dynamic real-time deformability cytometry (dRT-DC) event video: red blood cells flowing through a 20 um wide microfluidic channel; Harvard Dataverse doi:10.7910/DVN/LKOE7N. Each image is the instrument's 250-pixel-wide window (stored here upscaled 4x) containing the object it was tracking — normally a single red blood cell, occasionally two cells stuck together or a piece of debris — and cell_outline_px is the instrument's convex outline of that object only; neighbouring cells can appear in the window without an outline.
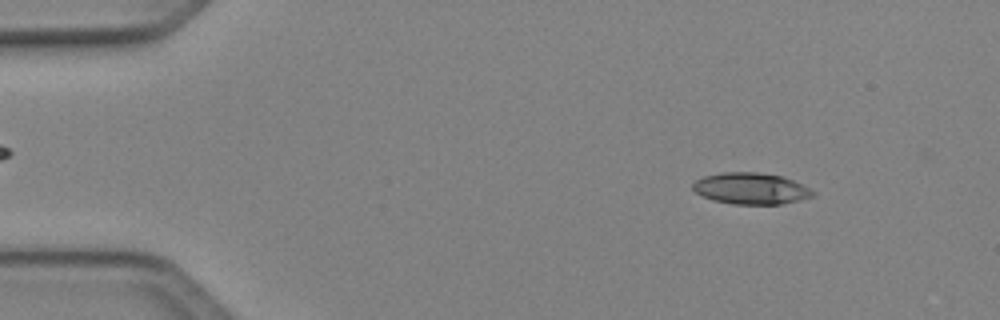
{"species": "Egyptian fruit bat (a non-hibernating species)", "species_latin": "Rousettus aegyptiacus", "temperature_condition": "cold", "stored_images_in_passage": 49, "camera_frame_rate_fps": 3000, "um_per_image_px": 0.085, "animal": {"sex": "female"}, "frame": {"image": 1, "passage_image": 6, "time_ms": 1.667, "image_size_px": [1000, 320], "cell_outline_px": [[816, 196], [800, 200], [780, 204], [732, 204], [712, 200], [696, 192], [692, 188], [692, 184], [696, 180], [704, 176], [720, 172], [756, 172], [784, 176], [816, 192]], "centroid_in_image_um": [63.83, 16.02], "position_along_channel_um": 21.2, "area_um2": 22.02}}
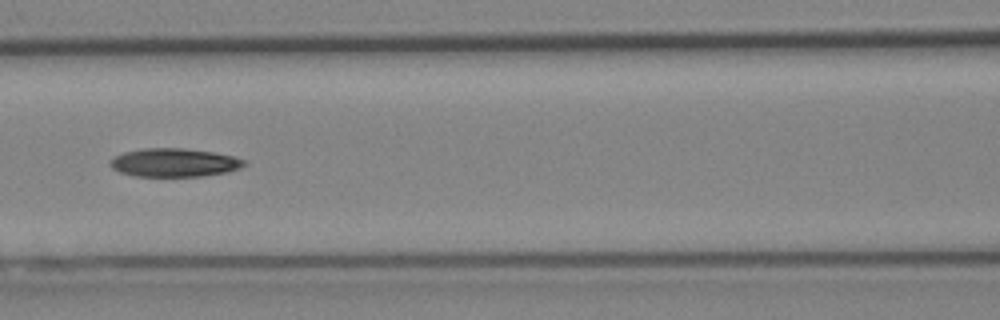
{"frame": {"image": 2, "passage_image": 22, "time_ms": 7.0, "image_size_px": [1000, 320], "cell_outline_px": [[248, 164], [240, 168], [228, 172], [200, 176], [136, 176], [120, 172], [112, 168], [112, 156], [124, 152], [140, 148], [184, 148], [212, 152], [232, 156], [244, 160]], "centroid_in_image_um": [14.82, 13.81], "position_along_channel_um": 151.8, "area_um2": 22.14}}
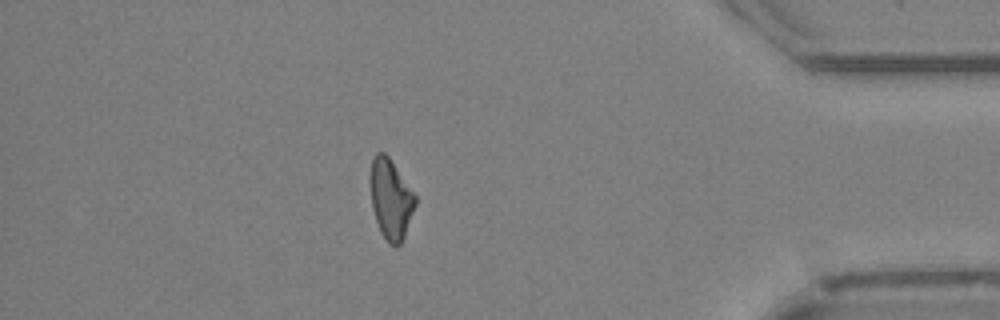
{"frame": {"image": 3, "passage_image": 43, "time_ms": 14.0, "image_size_px": [1000, 320], "cell_outline_px": [[416, 204], [404, 236], [400, 244], [396, 248], [388, 244], [380, 232], [372, 208], [372, 160], [376, 152], [384, 152], [388, 156], [416, 196]], "centroid_in_image_um": [33.23, 16.98], "position_along_channel_um": 402.0, "area_um2": 20.46}}